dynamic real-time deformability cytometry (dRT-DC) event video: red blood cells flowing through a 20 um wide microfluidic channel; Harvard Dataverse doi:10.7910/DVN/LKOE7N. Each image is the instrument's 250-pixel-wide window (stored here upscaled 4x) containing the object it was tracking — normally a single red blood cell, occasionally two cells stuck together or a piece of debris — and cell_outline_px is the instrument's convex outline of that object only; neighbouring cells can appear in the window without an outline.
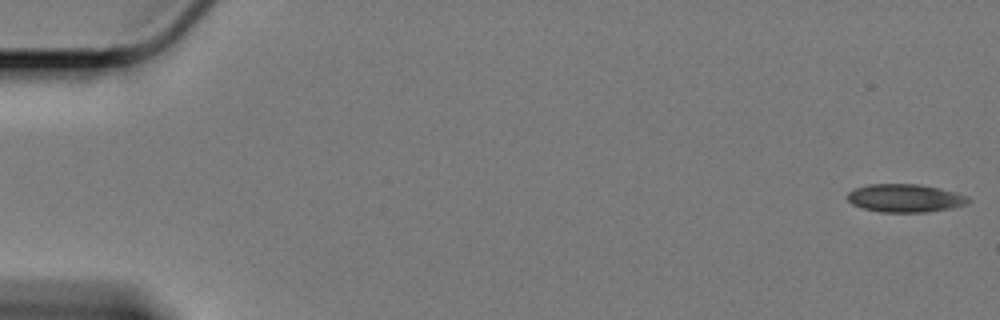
{"species": "Egyptian fruit bat (a non-hibernating species)", "species_latin": "Rousettus aegyptiacus", "temperature_condition": "cold", "stored_images_in_passage": 7, "camera_frame_rate_fps": 3000, "um_per_image_px": 0.085, "animal": {"sex": "female"}, "frame": {"image": 1, "passage_image": 1, "time_ms": 0.0, "image_size_px": [1000, 320], "cell_outline_px": [[972, 200], [968, 204], [952, 208], [928, 212], [880, 212], [864, 208], [852, 204], [848, 200], [848, 192], [856, 188], [868, 184], [920, 184], [940, 188], [956, 192], [968, 196]], "centroid_in_image_um": [76.99, 16.84], "position_along_channel_um": 8.0, "area_um2": 19.94}}